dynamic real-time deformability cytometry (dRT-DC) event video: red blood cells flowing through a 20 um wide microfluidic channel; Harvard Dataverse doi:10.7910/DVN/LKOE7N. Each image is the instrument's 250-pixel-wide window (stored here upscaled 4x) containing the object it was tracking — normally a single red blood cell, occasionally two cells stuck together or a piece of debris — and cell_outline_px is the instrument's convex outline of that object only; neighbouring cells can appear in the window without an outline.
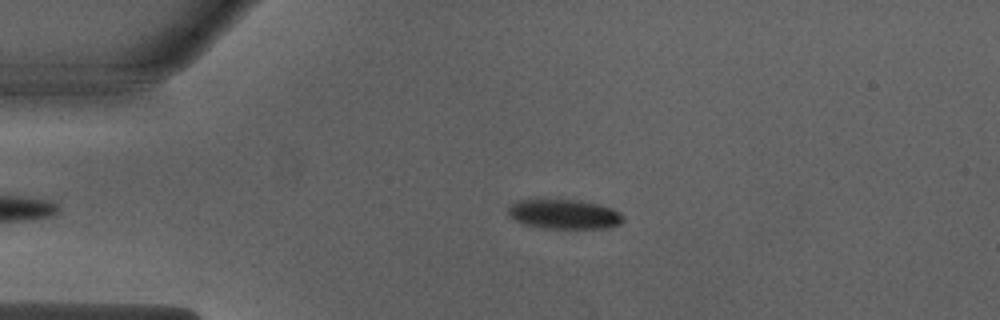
{"species": "Egyptian fruit bat (a non-hibernating species)", "species_latin": "Rousettus aegyptiacus", "temperature_condition": "warm", "stored_images_in_passage": 40, "camera_frame_rate_fps": 3000, "um_per_image_px": 0.085, "animal": {"sex": "male"}, "frame": {"image": 1, "passage_image": 6, "time_ms": 1.667, "image_size_px": [1000, 320], "cell_outline_px": [[624, 220], [620, 224], [608, 228], [544, 228], [524, 224], [508, 216], [508, 208], [516, 200], [528, 196], [576, 200], [596, 204], [612, 208], [620, 212], [624, 216]], "centroid_in_image_um": [47.88, 18.16], "position_along_channel_um": 37.1, "area_um2": 20.58}}
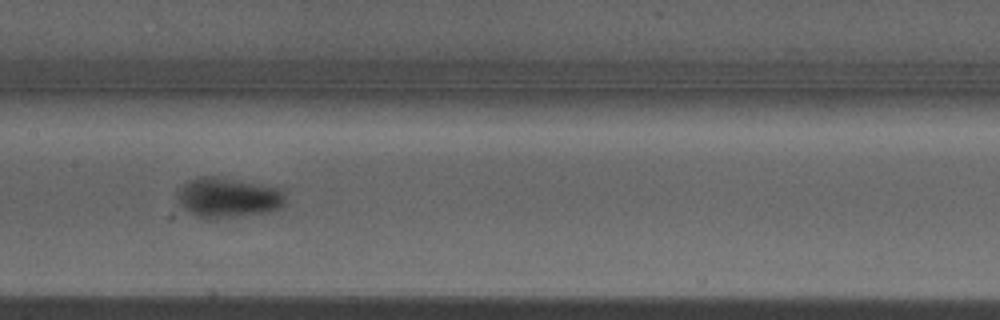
{"frame": {"image": 2, "passage_image": 20, "time_ms": 6.333, "image_size_px": [1000, 320], "cell_outline_px": [[284, 208], [268, 212], [220, 216], [200, 216], [184, 208], [180, 204], [176, 192], [188, 180], [200, 176], [216, 176], [284, 188]], "centroid_in_image_um": [19.44, 16.73], "position_along_channel_um": 188.0, "area_um2": 24.57}}
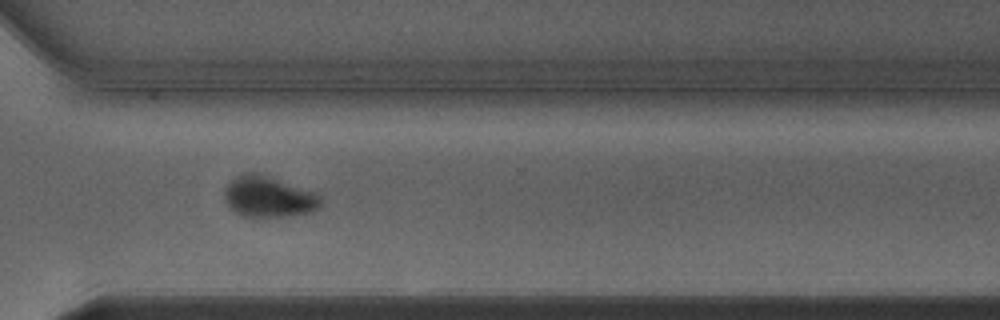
{"frame": {"image": 3, "passage_image": 32, "time_ms": 10.333, "image_size_px": [1000, 320], "cell_outline_px": [[320, 208], [312, 212], [292, 216], [244, 216], [236, 212], [224, 200], [224, 188], [236, 176], [244, 172], [260, 172], [316, 192], [320, 196]], "centroid_in_image_um": [22.85, 16.7], "position_along_channel_um": 347.8, "area_um2": 23.24}, "authors_computed_cell_mechanics": {"area_um2": 23.2067, "velocity_mm_per_s": 4.0055, "shape_relaxation_time_tau1_ms": 5.5734, "shape_relaxation_time_tau2_ms": null, "deformation_change_tau1": 0.1991, "deformation_change_tau2": null}}